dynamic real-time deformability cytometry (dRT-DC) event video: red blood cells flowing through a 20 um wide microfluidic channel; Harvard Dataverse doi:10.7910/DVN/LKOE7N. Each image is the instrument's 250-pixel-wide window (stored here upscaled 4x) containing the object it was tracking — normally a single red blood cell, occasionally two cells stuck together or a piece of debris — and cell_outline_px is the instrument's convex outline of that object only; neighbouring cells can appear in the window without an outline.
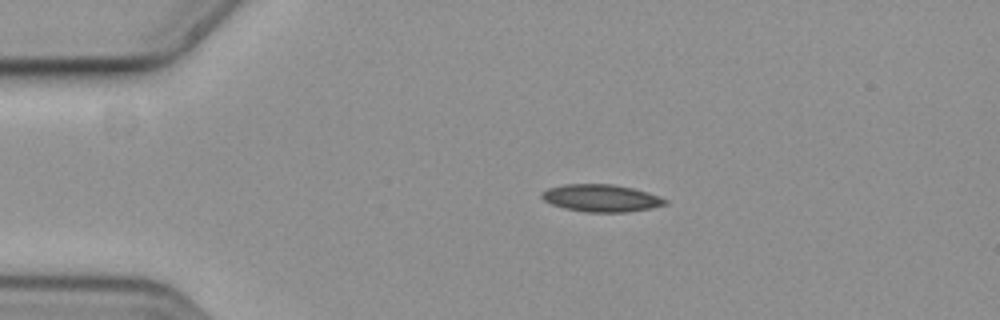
{"species": "common noctule bat (a hibernating species)", "species_latin": "Nyctalus noctula", "temperature_condition": "cold", "stored_images_in_passage": 46, "camera_frame_rate_fps": 3000, "um_per_image_px": 0.085, "animal": {"sex": "female", "body_mass_g": 19.3, "forearm_length_mm": 54.1}, "frame": {"image": 1, "passage_image": 1, "time_ms": 0.0, "image_size_px": [1000, 320], "cell_outline_px": [[668, 204], [652, 208], [628, 212], [584, 212], [564, 208], [552, 204], [544, 200], [540, 196], [540, 192], [548, 188], [564, 184], [612, 184], [632, 188], [648, 192], [668, 200]], "centroid_in_image_um": [51.1, 16.84], "position_along_channel_um": 33.9, "area_um2": 19.77}}
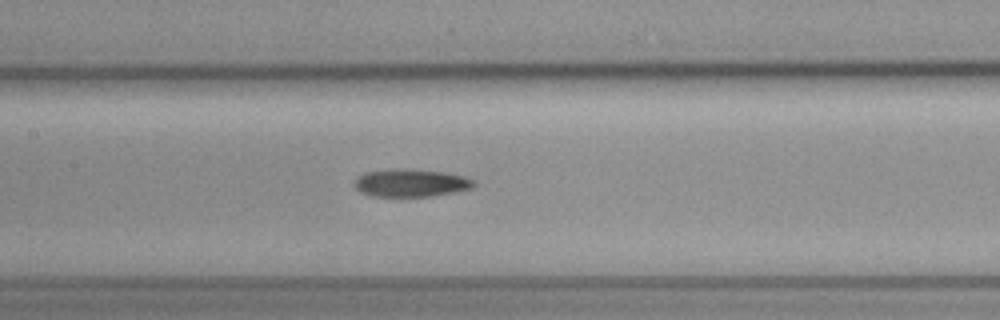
{"frame": {"image": 2, "passage_image": 16, "time_ms": 5.0, "image_size_px": [1000, 320], "cell_outline_px": [[476, 184], [472, 188], [456, 192], [432, 196], [372, 196], [360, 192], [352, 184], [364, 172], [392, 168], [404, 168], [444, 172], [464, 176], [472, 180]], "centroid_in_image_um": [34.91, 15.54], "position_along_channel_um": 172.5, "area_um2": 19.42}}
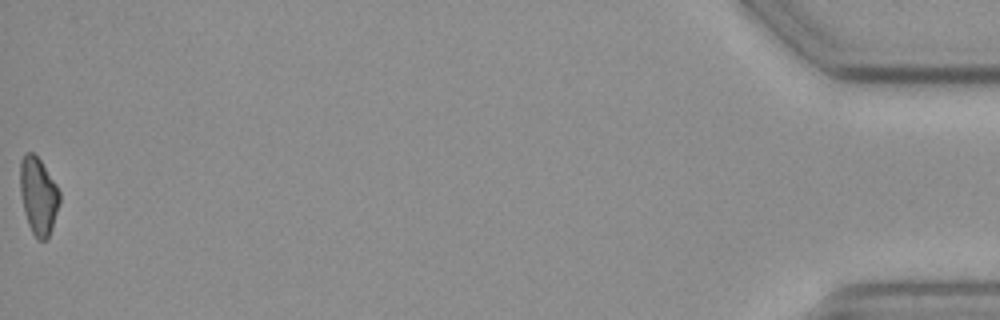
{"frame": {"image": 3, "passage_image": 46, "time_ms": 15.0, "image_size_px": [1000, 320], "cell_outline_px": [[60, 200], [52, 228], [48, 236], [44, 240], [36, 240], [28, 224], [24, 212], [20, 192], [20, 160], [24, 152], [32, 152], [40, 160], [56, 184], [60, 192]], "centroid_in_image_um": [3.24, 16.64], "position_along_channel_um": 432.0, "area_um2": 17.74}}